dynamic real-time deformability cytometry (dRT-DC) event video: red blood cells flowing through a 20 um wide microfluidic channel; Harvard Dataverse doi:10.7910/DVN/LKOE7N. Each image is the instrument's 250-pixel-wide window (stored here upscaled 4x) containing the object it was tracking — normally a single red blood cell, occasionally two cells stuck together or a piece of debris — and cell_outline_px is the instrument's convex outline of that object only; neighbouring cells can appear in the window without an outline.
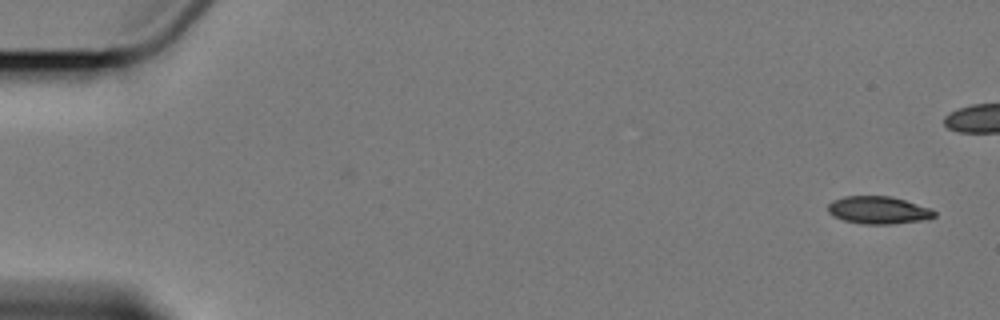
{"species": "Egyptian fruit bat (a non-hibernating species)", "species_latin": "Rousettus aegyptiacus", "temperature_condition": "cold", "stored_images_in_passage": 6, "camera_frame_rate_fps": 3000, "um_per_image_px": 0.085, "animal": {"sex": "female"}, "frame": {"image": 1, "passage_image": 1, "time_ms": 0.0, "image_size_px": [1000, 320], "cell_outline_px": [[936, 216], [924, 220], [892, 224], [864, 224], [844, 220], [832, 216], [828, 212], [828, 204], [832, 200], [844, 196], [892, 196], [932, 208], [936, 212]], "centroid_in_image_um": [74.67, 17.85], "position_along_channel_um": 10.3, "area_um2": 17.28}}